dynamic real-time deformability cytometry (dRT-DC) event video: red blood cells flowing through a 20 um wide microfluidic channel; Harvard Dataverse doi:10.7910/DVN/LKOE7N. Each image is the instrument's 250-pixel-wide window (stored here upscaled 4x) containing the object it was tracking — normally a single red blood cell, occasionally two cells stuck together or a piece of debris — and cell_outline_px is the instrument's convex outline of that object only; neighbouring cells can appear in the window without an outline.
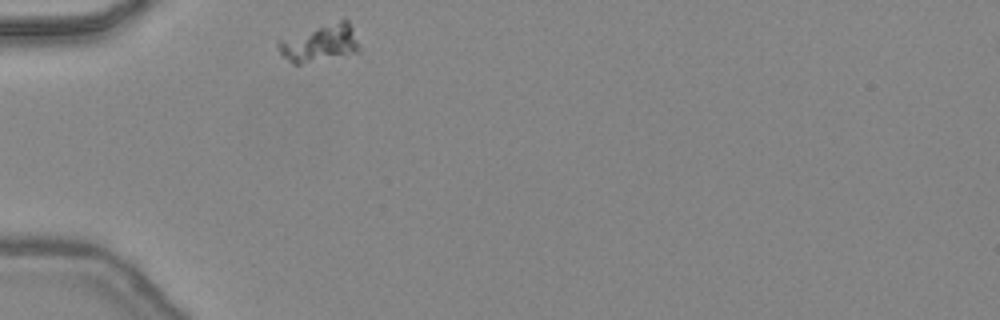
{"species": "common noctule bat (a hibernating species)", "species_latin": "Nyctalus noctula", "temperature_condition": "warm", "stored_images_in_passage": 35, "camera_frame_rate_fps": 3000, "um_per_image_px": 0.085, "animal": {"sex": "female", "body_mass_g": 24.6, "forearm_length_mm": 56.2}, "frame": {"image": 1, "passage_image": 1, "time_ms": 0.0, "image_size_px": [1000, 320], "cell_outline_px": [[360, 52], [300, 64], [292, 64], [276, 48], [276, 44], [280, 40], [344, 16], [348, 20], [352, 28], [360, 48]], "centroid_in_image_um": [27.23, 3.64], "position_along_channel_um": 57.8, "area_um2": 17.74}}
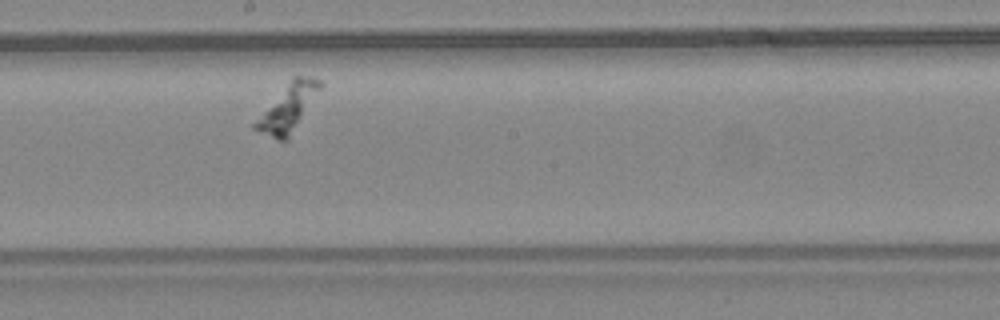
{"frame": {"image": 2, "passage_image": 14, "time_ms": 4.333, "image_size_px": [1000, 320], "cell_outline_px": [[324, 84], [288, 140], [276, 140], [252, 128], [252, 124], [292, 76], [312, 76], [320, 80]], "centroid_in_image_um": [24.49, 9.15], "position_along_channel_um": 223.7, "area_um2": 17.74}}
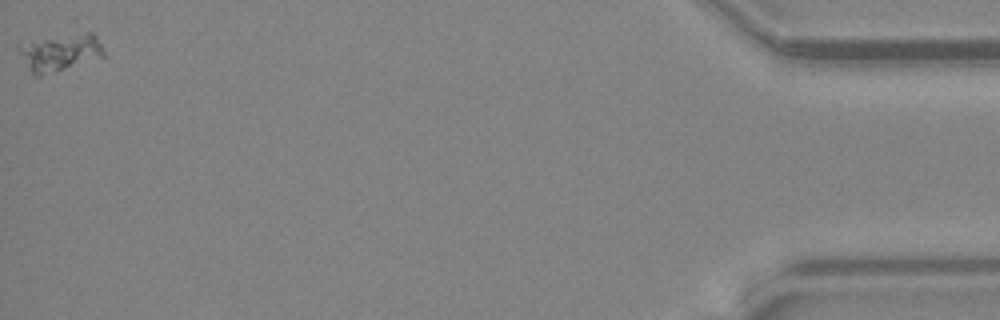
{"frame": {"image": 3, "passage_image": 35, "time_ms": 11.333, "image_size_px": [1000, 320], "cell_outline_px": [[104, 56], [40, 76], [36, 76], [32, 72], [16, 44], [88, 32], [92, 32], [104, 48]], "centroid_in_image_um": [5.15, 4.46], "position_along_channel_um": 430.0, "area_um2": 17.4}}